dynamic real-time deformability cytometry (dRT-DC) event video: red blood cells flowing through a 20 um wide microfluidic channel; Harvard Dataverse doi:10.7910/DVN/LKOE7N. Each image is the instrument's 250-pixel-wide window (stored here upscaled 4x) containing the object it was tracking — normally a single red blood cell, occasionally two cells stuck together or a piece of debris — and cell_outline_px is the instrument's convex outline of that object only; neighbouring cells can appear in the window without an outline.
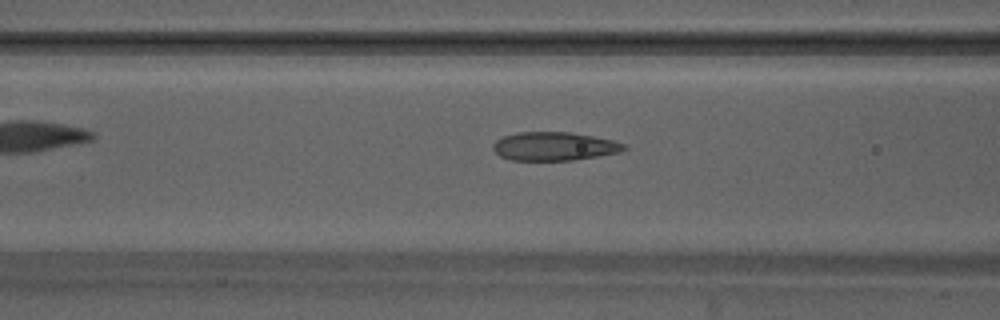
{"species": "Egyptian fruit bat (a non-hibernating species)", "species_latin": "Rousettus aegyptiacus", "temperature_condition": "warm", "stored_images_in_passage": 12, "camera_frame_rate_fps": 3000, "um_per_image_px": 0.085, "animal": {"sex": "male"}, "frame": {"image": 1, "passage_image": 7, "time_ms": 2.0, "image_size_px": [1000, 320], "cell_outline_px": [[628, 148], [620, 152], [600, 156], [572, 160], [508, 160], [500, 156], [492, 148], [492, 144], [496, 140], [504, 136], [520, 132], [572, 132], [612, 140], [624, 144]], "centroid_in_image_um": [47.1, 12.44], "position_along_channel_um": 119.5, "area_um2": 21.79}}